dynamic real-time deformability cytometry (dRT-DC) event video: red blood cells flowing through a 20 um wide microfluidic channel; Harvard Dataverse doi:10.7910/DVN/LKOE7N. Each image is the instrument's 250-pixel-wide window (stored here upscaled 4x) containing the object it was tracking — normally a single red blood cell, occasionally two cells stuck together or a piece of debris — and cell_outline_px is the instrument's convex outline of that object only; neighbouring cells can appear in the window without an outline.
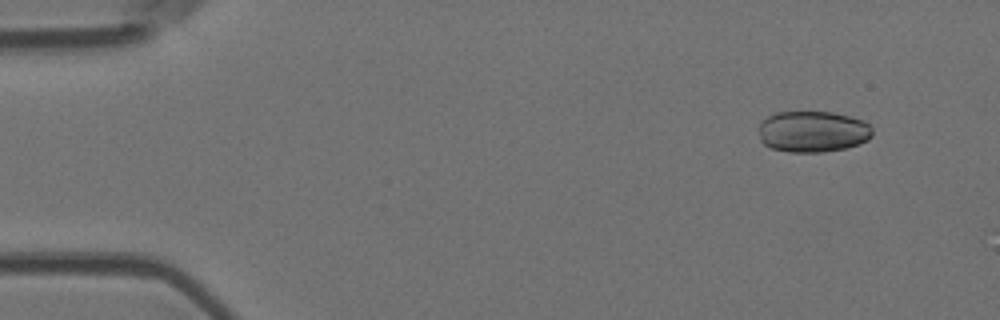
{"species": "Egyptian fruit bat (a non-hibernating species)", "species_latin": "Rousettus aegyptiacus", "temperature_condition": "room temperature", "stored_images_in_passage": 5, "camera_frame_rate_fps": 3000, "um_per_image_px": 0.085, "animal": {"sex": "female"}, "frame": {"image": 1, "passage_image": 2, "time_ms": 0.333, "image_size_px": [1000, 320], "cell_outline_px": [[872, 136], [868, 140], [860, 144], [844, 148], [824, 152], [788, 152], [772, 148], [764, 144], [760, 140], [760, 120], [776, 112], [832, 112], [864, 120], [872, 128]], "centroid_in_image_um": [69.09, 11.18], "position_along_channel_um": 15.9, "area_um2": 27.46}}